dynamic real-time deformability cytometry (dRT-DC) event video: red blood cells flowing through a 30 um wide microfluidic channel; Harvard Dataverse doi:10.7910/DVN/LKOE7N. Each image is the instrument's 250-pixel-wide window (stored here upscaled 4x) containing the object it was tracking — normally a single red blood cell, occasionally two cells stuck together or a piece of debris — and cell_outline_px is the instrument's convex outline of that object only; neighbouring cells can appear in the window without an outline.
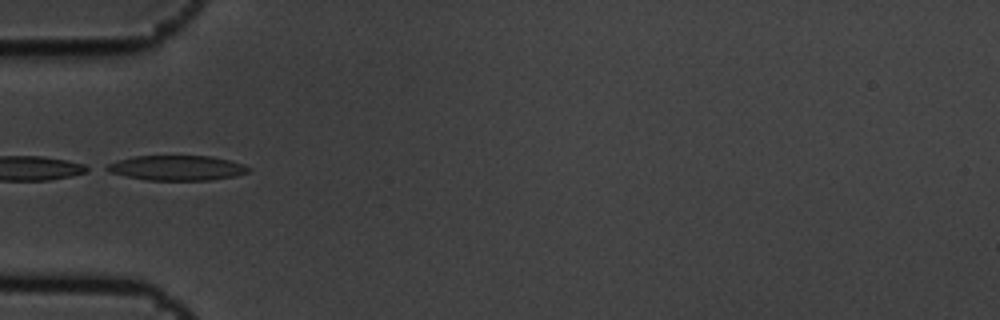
{"species": "common noctule bat (a hibernating species)", "species_latin": "Nyctalus noctula", "temperature_condition": "cold", "stored_images_in_passage": 8, "camera_frame_rate_fps": 3000, "um_per_image_px": 0.085, "animal": {"sex": "male", "body_mass_g": 19.5, "forearm_length_mm": 54.6}, "frame": {"image": 1, "passage_image": 6, "time_ms": 1.667, "image_size_px": [1000, 320], "cell_outline_px": [[252, 168], [248, 172], [236, 176], [212, 180], [148, 180], [108, 172], [100, 168], [116, 160], [132, 156], [212, 156], [244, 164]], "centroid_in_image_um": [15.01, 14.27], "position_along_channel_um": 70.0, "area_um2": 20.81}}
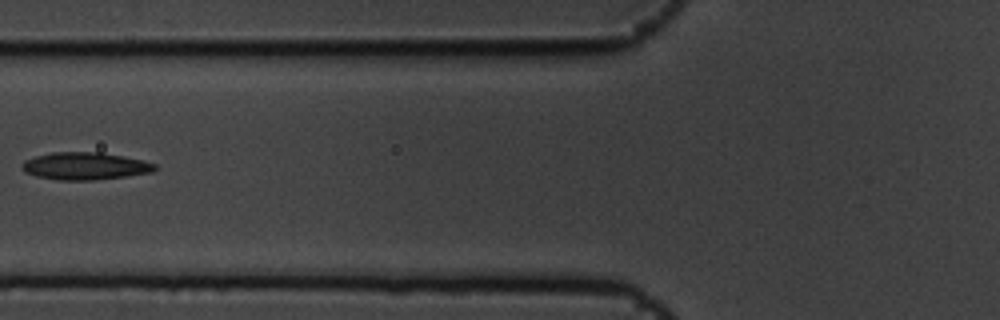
{"frame": {"image": 2, "passage_image": 7, "time_ms": 2.0, "image_size_px": [1000, 320], "cell_outline_px": [[156, 168], [152, 172], [124, 176], [92, 180], [56, 180], [36, 176], [24, 172], [20, 168], [20, 164], [24, 160], [36, 156], [52, 152], [100, 152], [124, 156], [144, 160], [156, 164]], "centroid_in_image_um": [7.18, 14.11], "position_along_channel_um": 118.6, "area_um2": 21.33}}
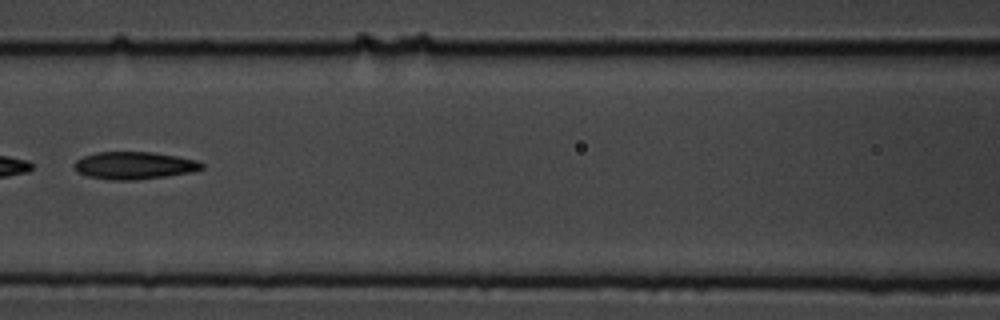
{"frame": {"image": 3, "passage_image": 8, "time_ms": 2.333, "image_size_px": [1000, 320], "cell_outline_px": [[204, 168], [192, 172], [168, 176], [136, 180], [112, 180], [88, 176], [76, 172], [72, 168], [72, 164], [76, 160], [84, 156], [96, 152], [152, 152], [176, 156], [196, 160], [204, 164]], "centroid_in_image_um": [11.38, 14.07], "position_along_channel_um": 155.2, "area_um2": 20.58}}